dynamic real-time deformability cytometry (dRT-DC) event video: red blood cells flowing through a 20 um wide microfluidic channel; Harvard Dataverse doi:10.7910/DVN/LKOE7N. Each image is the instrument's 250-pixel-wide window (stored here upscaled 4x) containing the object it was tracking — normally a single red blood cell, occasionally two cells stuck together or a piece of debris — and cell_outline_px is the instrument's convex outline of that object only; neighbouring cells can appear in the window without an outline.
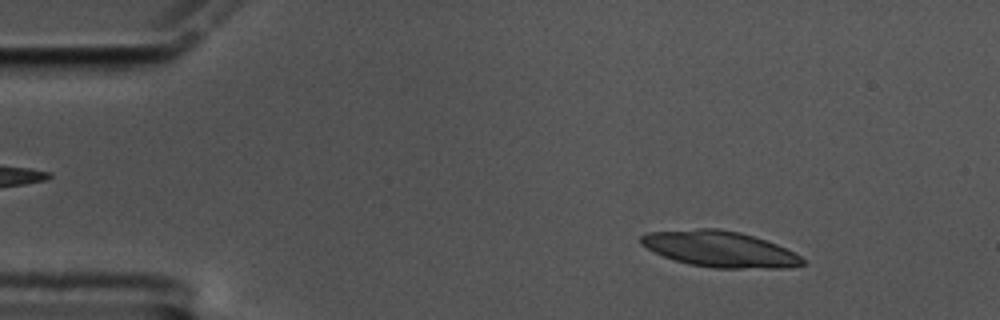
{"species": "common noctule bat (a hibernating species)", "species_latin": "Nyctalus noctula", "temperature_condition": "cold", "stored_images_in_passage": 21, "camera_frame_rate_fps": 3000, "um_per_image_px": 0.085, "animal": {"sex": "male", "body_mass_g": 17.5, "forearm_length_mm": 52.3}, "frame": {"image": 1, "passage_image": 7, "time_ms": 2.0, "image_size_px": [1000, 320], "cell_outline_px": [[804, 264], [788, 268], [712, 268], [692, 264], [676, 260], [664, 256], [640, 244], [640, 236], [648, 232], [696, 228], [720, 228], [740, 232], [776, 244], [800, 256], [804, 260]], "centroid_in_image_um": [61.17, 21.16], "position_along_channel_um": 23.8, "area_um2": 33.58}}